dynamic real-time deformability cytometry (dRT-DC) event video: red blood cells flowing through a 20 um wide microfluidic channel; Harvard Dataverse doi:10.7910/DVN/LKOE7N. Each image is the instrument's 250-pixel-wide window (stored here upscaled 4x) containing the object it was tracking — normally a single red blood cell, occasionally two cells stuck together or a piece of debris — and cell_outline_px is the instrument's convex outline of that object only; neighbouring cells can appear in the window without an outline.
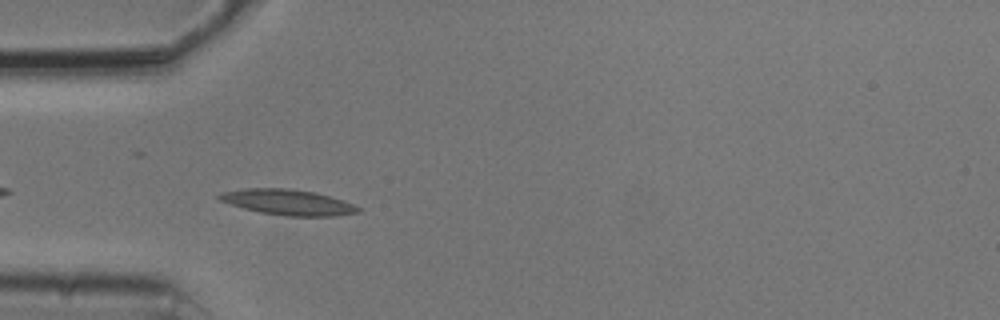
{"species": "common noctule bat (a hibernating species)", "species_latin": "Nyctalus noctula", "temperature_condition": "cold", "stored_images_in_passage": 40, "camera_frame_rate_fps": 3000, "um_per_image_px": 0.085, "animal": {"sex": "male", "body_mass_g": 20.5, "forearm_length_mm": 52.5}, "frame": {"image": 1, "passage_image": 3, "time_ms": 0.667, "image_size_px": [1000, 320], "cell_outline_px": [[364, 208], [360, 212], [336, 216], [288, 216], [260, 212], [244, 208], [220, 200], [216, 196], [220, 192], [244, 188], [288, 188], [312, 192], [344, 200]], "centroid_in_image_um": [24.51, 17.19], "position_along_channel_um": 60.5, "area_um2": 20.69}}
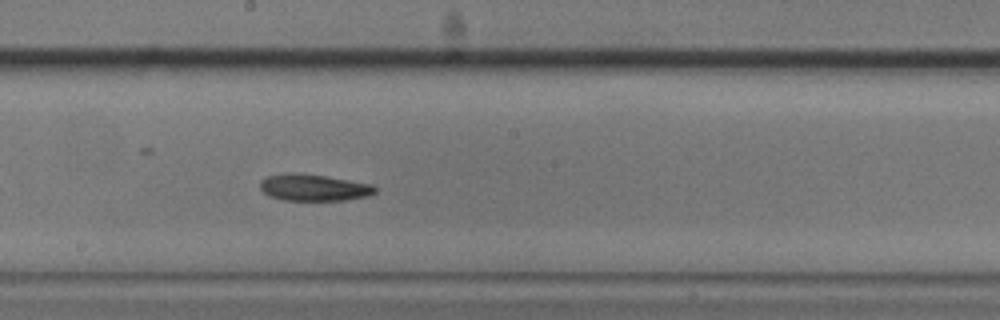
{"frame": {"image": 2, "passage_image": 16, "time_ms": 5.0, "image_size_px": [1000, 320], "cell_outline_px": [[380, 188], [376, 192], [368, 196], [344, 200], [284, 200], [268, 196], [260, 188], [260, 180], [268, 176], [288, 172], [292, 172], [324, 176], [372, 184]], "centroid_in_image_um": [26.68, 15.94], "position_along_channel_um": 221.5, "area_um2": 17.92}}
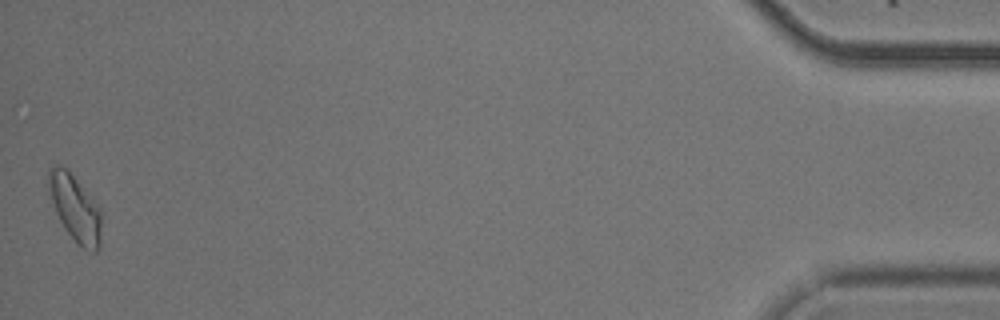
{"frame": {"image": 3, "passage_image": 40, "time_ms": 13.0, "image_size_px": [1000, 320], "cell_outline_px": [[100, 248], [96, 252], [88, 252], [80, 248], [76, 244], [64, 228], [56, 212], [48, 188], [48, 168], [56, 164], [60, 164], [68, 168], [100, 204]], "centroid_in_image_um": [6.4, 17.67], "position_along_channel_um": 428.8, "area_um2": 21.15}, "authors_computed_cell_mechanics": {"area_um2": 18.207, "velocity_mm_per_s": 3.7582, "shape_relaxation_time_tau1_ms": 7.2036, "shape_relaxation_time_tau2_ms": null, "deformation_change_tau1": 0.1491, "deformation_change_tau2": null}}